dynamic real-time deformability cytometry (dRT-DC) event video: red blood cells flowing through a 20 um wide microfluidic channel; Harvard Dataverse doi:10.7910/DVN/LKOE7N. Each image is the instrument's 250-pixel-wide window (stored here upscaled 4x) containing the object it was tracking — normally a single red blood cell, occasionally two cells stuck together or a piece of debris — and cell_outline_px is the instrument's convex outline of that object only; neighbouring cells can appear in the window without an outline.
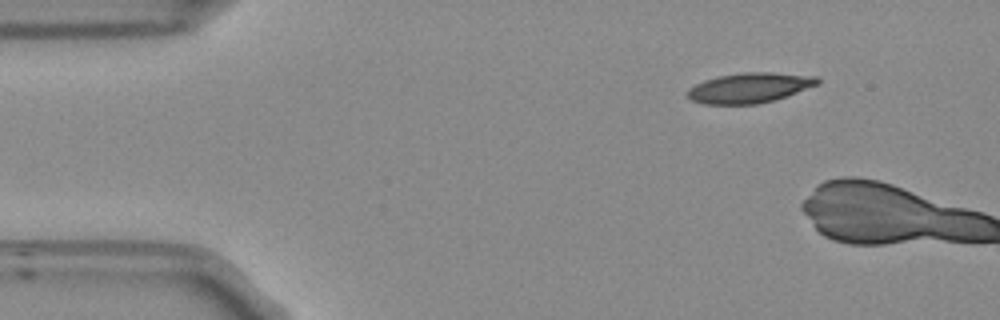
{"species": "Egyptian fruit bat (a non-hibernating species)", "species_latin": "Rousettus aegyptiacus", "temperature_condition": "room temperature", "stored_images_in_passage": 3, "camera_frame_rate_fps": 3000, "um_per_image_px": 0.085, "frame": {"image": 1, "passage_image": 1, "time_ms": 0.0, "image_size_px": [1000, 320], "cell_outline_px": [[820, 84], [776, 100], [756, 104], [704, 104], [692, 100], [688, 96], [688, 88], [704, 80], [716, 76], [740, 72], [772, 72], [816, 76], [820, 80]], "centroid_in_image_um": [63.74, 7.45], "position_along_channel_um": 21.3, "area_um2": 23.0}}